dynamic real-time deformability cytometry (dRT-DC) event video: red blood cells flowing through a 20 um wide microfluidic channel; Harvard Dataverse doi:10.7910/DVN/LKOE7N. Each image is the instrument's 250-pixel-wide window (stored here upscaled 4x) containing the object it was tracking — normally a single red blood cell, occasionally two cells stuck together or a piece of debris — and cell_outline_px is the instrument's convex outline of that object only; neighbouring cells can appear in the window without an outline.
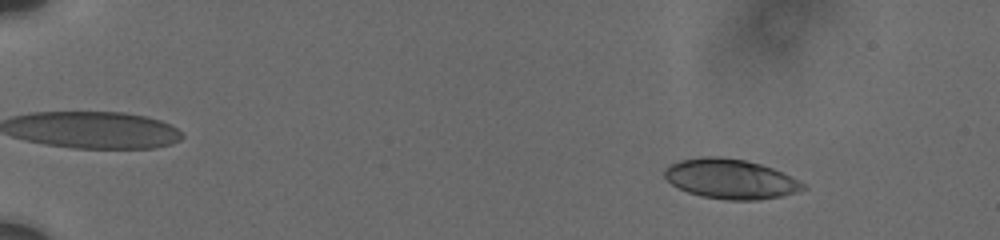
{"species": "human", "species_latin": "Homo sapiens", "temperature_condition": "cold", "stored_images_in_passage": 72, "camera_frame_rate_fps": 3000, "um_per_image_px": 0.085, "donor": {"sex": "male"}, "frame": {"image": 1, "passage_image": 12, "time_ms": 2.667, "image_size_px": [1000, 240], "cell_outline_px": [[808, 188], [780, 196], [756, 200], [728, 200], [700, 196], [688, 192], [672, 184], [664, 176], [664, 172], [672, 164], [680, 160], [700, 156], [716, 156], [744, 160], [760, 164], [772, 168], [800, 180]], "centroid_in_image_um": [62.1, 15.21], "position_along_channel_um": 22.9, "area_um2": 31.79}}
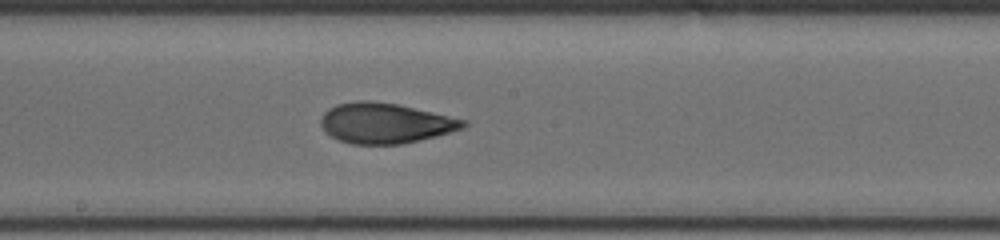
{"frame": {"image": 2, "passage_image": 49, "time_ms": 11.333, "image_size_px": [1000, 240], "cell_outline_px": [[468, 124], [464, 128], [436, 136], [420, 140], [400, 144], [352, 144], [340, 140], [324, 132], [320, 124], [320, 116], [328, 108], [336, 104], [356, 100], [372, 100], [400, 104], [468, 120]], "centroid_in_image_um": [32.74, 10.45], "position_along_channel_um": 215.5, "area_um2": 33.93}}
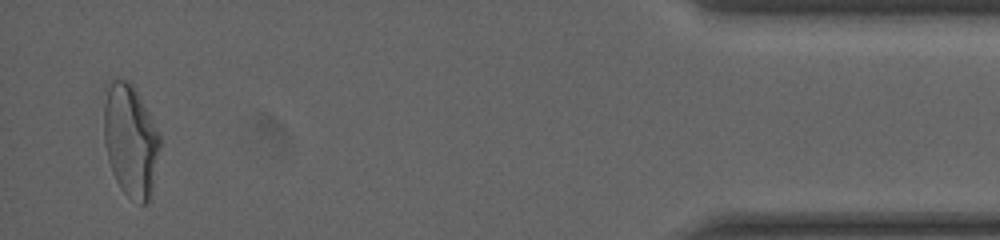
{"frame": {"image": 3, "passage_image": 72, "time_ms": 18.667, "image_size_px": [1000, 240], "cell_outline_px": [[160, 148], [152, 184], [148, 200], [144, 204], [140, 204], [128, 196], [120, 188], [112, 172], [108, 160], [104, 140], [104, 104], [108, 88], [112, 80], [128, 80], [132, 84], [160, 136]], "centroid_in_image_um": [11.07, 11.96], "position_along_channel_um": 424.1, "area_um2": 35.78}, "authors_computed_cell_mechanics": {"area_um2": 32.5992, "velocity_mm_per_s": 3.7295, "shape_relaxation_time_tau1_ms": 4.559, "shape_relaxation_time_tau2_ms": 1.3168, "deformation_change_tau1": 0.1923, "deformation_change_tau2": 0.0749}}